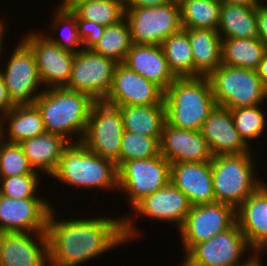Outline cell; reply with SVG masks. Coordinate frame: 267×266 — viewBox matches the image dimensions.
<instances>
[{
    "mask_svg": "<svg viewBox=\"0 0 267 266\" xmlns=\"http://www.w3.org/2000/svg\"><path fill=\"white\" fill-rule=\"evenodd\" d=\"M54 218L51 209L46 227L49 266L80 265L137 235L131 218L68 221Z\"/></svg>",
    "mask_w": 267,
    "mask_h": 266,
    "instance_id": "cell-1",
    "label": "cell"
},
{
    "mask_svg": "<svg viewBox=\"0 0 267 266\" xmlns=\"http://www.w3.org/2000/svg\"><path fill=\"white\" fill-rule=\"evenodd\" d=\"M164 105L167 124L201 131L216 105L208 77L176 78L164 92Z\"/></svg>",
    "mask_w": 267,
    "mask_h": 266,
    "instance_id": "cell-2",
    "label": "cell"
},
{
    "mask_svg": "<svg viewBox=\"0 0 267 266\" xmlns=\"http://www.w3.org/2000/svg\"><path fill=\"white\" fill-rule=\"evenodd\" d=\"M94 102L86 93L64 87H48L42 91L34 105L41 113L46 132L58 134L67 140L72 133H82L77 141L81 142Z\"/></svg>",
    "mask_w": 267,
    "mask_h": 266,
    "instance_id": "cell-3",
    "label": "cell"
},
{
    "mask_svg": "<svg viewBox=\"0 0 267 266\" xmlns=\"http://www.w3.org/2000/svg\"><path fill=\"white\" fill-rule=\"evenodd\" d=\"M63 184L82 188H118L115 162L91 152L81 142L70 143L52 175Z\"/></svg>",
    "mask_w": 267,
    "mask_h": 266,
    "instance_id": "cell-4",
    "label": "cell"
},
{
    "mask_svg": "<svg viewBox=\"0 0 267 266\" xmlns=\"http://www.w3.org/2000/svg\"><path fill=\"white\" fill-rule=\"evenodd\" d=\"M211 170L216 202L228 204L235 209L263 184L254 177V165L249 152L214 156Z\"/></svg>",
    "mask_w": 267,
    "mask_h": 266,
    "instance_id": "cell-5",
    "label": "cell"
},
{
    "mask_svg": "<svg viewBox=\"0 0 267 266\" xmlns=\"http://www.w3.org/2000/svg\"><path fill=\"white\" fill-rule=\"evenodd\" d=\"M208 79L216 105L229 109L256 106L267 98V87L253 69L221 64Z\"/></svg>",
    "mask_w": 267,
    "mask_h": 266,
    "instance_id": "cell-6",
    "label": "cell"
},
{
    "mask_svg": "<svg viewBox=\"0 0 267 266\" xmlns=\"http://www.w3.org/2000/svg\"><path fill=\"white\" fill-rule=\"evenodd\" d=\"M131 42L161 45L170 35L182 29L179 1L153 7L125 8Z\"/></svg>",
    "mask_w": 267,
    "mask_h": 266,
    "instance_id": "cell-7",
    "label": "cell"
},
{
    "mask_svg": "<svg viewBox=\"0 0 267 266\" xmlns=\"http://www.w3.org/2000/svg\"><path fill=\"white\" fill-rule=\"evenodd\" d=\"M124 131L119 108L104 101H95L81 143L91 152L112 160L119 167Z\"/></svg>",
    "mask_w": 267,
    "mask_h": 266,
    "instance_id": "cell-8",
    "label": "cell"
},
{
    "mask_svg": "<svg viewBox=\"0 0 267 266\" xmlns=\"http://www.w3.org/2000/svg\"><path fill=\"white\" fill-rule=\"evenodd\" d=\"M171 163L161 154L147 159L129 160L118 167V189L129 195L134 207L145 196L170 182Z\"/></svg>",
    "mask_w": 267,
    "mask_h": 266,
    "instance_id": "cell-9",
    "label": "cell"
},
{
    "mask_svg": "<svg viewBox=\"0 0 267 266\" xmlns=\"http://www.w3.org/2000/svg\"><path fill=\"white\" fill-rule=\"evenodd\" d=\"M118 65L112 59L82 49L75 54L66 89L88 94L95 101H104L113 82Z\"/></svg>",
    "mask_w": 267,
    "mask_h": 266,
    "instance_id": "cell-10",
    "label": "cell"
},
{
    "mask_svg": "<svg viewBox=\"0 0 267 266\" xmlns=\"http://www.w3.org/2000/svg\"><path fill=\"white\" fill-rule=\"evenodd\" d=\"M236 222V209L228 204L213 202L191 206L179 229L185 252L231 228Z\"/></svg>",
    "mask_w": 267,
    "mask_h": 266,
    "instance_id": "cell-11",
    "label": "cell"
},
{
    "mask_svg": "<svg viewBox=\"0 0 267 266\" xmlns=\"http://www.w3.org/2000/svg\"><path fill=\"white\" fill-rule=\"evenodd\" d=\"M250 247L237 222L208 241L196 244L184 259L183 266H237ZM240 261V262H239Z\"/></svg>",
    "mask_w": 267,
    "mask_h": 266,
    "instance_id": "cell-12",
    "label": "cell"
},
{
    "mask_svg": "<svg viewBox=\"0 0 267 266\" xmlns=\"http://www.w3.org/2000/svg\"><path fill=\"white\" fill-rule=\"evenodd\" d=\"M10 56L5 72L1 71L9 97L14 105L34 104L42 93L35 94L42 83L35 55L22 40Z\"/></svg>",
    "mask_w": 267,
    "mask_h": 266,
    "instance_id": "cell-13",
    "label": "cell"
},
{
    "mask_svg": "<svg viewBox=\"0 0 267 266\" xmlns=\"http://www.w3.org/2000/svg\"><path fill=\"white\" fill-rule=\"evenodd\" d=\"M50 205L41 197L14 199L0 194V233H46Z\"/></svg>",
    "mask_w": 267,
    "mask_h": 266,
    "instance_id": "cell-14",
    "label": "cell"
},
{
    "mask_svg": "<svg viewBox=\"0 0 267 266\" xmlns=\"http://www.w3.org/2000/svg\"><path fill=\"white\" fill-rule=\"evenodd\" d=\"M33 51L42 84L62 88L68 84L75 53L52 43L47 36L29 33L22 39Z\"/></svg>",
    "mask_w": 267,
    "mask_h": 266,
    "instance_id": "cell-15",
    "label": "cell"
},
{
    "mask_svg": "<svg viewBox=\"0 0 267 266\" xmlns=\"http://www.w3.org/2000/svg\"><path fill=\"white\" fill-rule=\"evenodd\" d=\"M104 102L114 106L164 104V91L120 63L116 66L112 86Z\"/></svg>",
    "mask_w": 267,
    "mask_h": 266,
    "instance_id": "cell-16",
    "label": "cell"
},
{
    "mask_svg": "<svg viewBox=\"0 0 267 266\" xmlns=\"http://www.w3.org/2000/svg\"><path fill=\"white\" fill-rule=\"evenodd\" d=\"M35 239L39 245L29 232H1L0 266L49 265L47 234L35 233Z\"/></svg>",
    "mask_w": 267,
    "mask_h": 266,
    "instance_id": "cell-17",
    "label": "cell"
},
{
    "mask_svg": "<svg viewBox=\"0 0 267 266\" xmlns=\"http://www.w3.org/2000/svg\"><path fill=\"white\" fill-rule=\"evenodd\" d=\"M159 144L160 154L171 164L211 161L214 157L201 131L185 130L165 123Z\"/></svg>",
    "mask_w": 267,
    "mask_h": 266,
    "instance_id": "cell-18",
    "label": "cell"
},
{
    "mask_svg": "<svg viewBox=\"0 0 267 266\" xmlns=\"http://www.w3.org/2000/svg\"><path fill=\"white\" fill-rule=\"evenodd\" d=\"M213 156L248 153V145L238 134L228 107L215 105L201 128Z\"/></svg>",
    "mask_w": 267,
    "mask_h": 266,
    "instance_id": "cell-19",
    "label": "cell"
},
{
    "mask_svg": "<svg viewBox=\"0 0 267 266\" xmlns=\"http://www.w3.org/2000/svg\"><path fill=\"white\" fill-rule=\"evenodd\" d=\"M170 181L187 196L191 206L216 202L211 161L172 163Z\"/></svg>",
    "mask_w": 267,
    "mask_h": 266,
    "instance_id": "cell-20",
    "label": "cell"
},
{
    "mask_svg": "<svg viewBox=\"0 0 267 266\" xmlns=\"http://www.w3.org/2000/svg\"><path fill=\"white\" fill-rule=\"evenodd\" d=\"M190 209L187 196L171 181L165 187L145 196L133 207L136 215L140 213L139 215H145L151 219L176 222L178 229L183 225Z\"/></svg>",
    "mask_w": 267,
    "mask_h": 266,
    "instance_id": "cell-21",
    "label": "cell"
},
{
    "mask_svg": "<svg viewBox=\"0 0 267 266\" xmlns=\"http://www.w3.org/2000/svg\"><path fill=\"white\" fill-rule=\"evenodd\" d=\"M236 219L253 252H261L267 245V185L265 183L261 184L236 209Z\"/></svg>",
    "mask_w": 267,
    "mask_h": 266,
    "instance_id": "cell-22",
    "label": "cell"
},
{
    "mask_svg": "<svg viewBox=\"0 0 267 266\" xmlns=\"http://www.w3.org/2000/svg\"><path fill=\"white\" fill-rule=\"evenodd\" d=\"M123 64L164 92L176 79L168 67L161 45L132 43Z\"/></svg>",
    "mask_w": 267,
    "mask_h": 266,
    "instance_id": "cell-23",
    "label": "cell"
},
{
    "mask_svg": "<svg viewBox=\"0 0 267 266\" xmlns=\"http://www.w3.org/2000/svg\"><path fill=\"white\" fill-rule=\"evenodd\" d=\"M188 34L194 61V77H208L222 64V38L217 30L184 29Z\"/></svg>",
    "mask_w": 267,
    "mask_h": 266,
    "instance_id": "cell-24",
    "label": "cell"
},
{
    "mask_svg": "<svg viewBox=\"0 0 267 266\" xmlns=\"http://www.w3.org/2000/svg\"><path fill=\"white\" fill-rule=\"evenodd\" d=\"M34 171L52 176L58 168L64 149L70 144L64 137L45 132L19 143Z\"/></svg>",
    "mask_w": 267,
    "mask_h": 266,
    "instance_id": "cell-25",
    "label": "cell"
},
{
    "mask_svg": "<svg viewBox=\"0 0 267 266\" xmlns=\"http://www.w3.org/2000/svg\"><path fill=\"white\" fill-rule=\"evenodd\" d=\"M122 115L124 130L149 136L160 142L166 111L164 104L117 106Z\"/></svg>",
    "mask_w": 267,
    "mask_h": 266,
    "instance_id": "cell-26",
    "label": "cell"
},
{
    "mask_svg": "<svg viewBox=\"0 0 267 266\" xmlns=\"http://www.w3.org/2000/svg\"><path fill=\"white\" fill-rule=\"evenodd\" d=\"M217 32L223 39L258 38L256 6L222 3Z\"/></svg>",
    "mask_w": 267,
    "mask_h": 266,
    "instance_id": "cell-27",
    "label": "cell"
},
{
    "mask_svg": "<svg viewBox=\"0 0 267 266\" xmlns=\"http://www.w3.org/2000/svg\"><path fill=\"white\" fill-rule=\"evenodd\" d=\"M267 52L259 38L222 39V64L256 70Z\"/></svg>",
    "mask_w": 267,
    "mask_h": 266,
    "instance_id": "cell-28",
    "label": "cell"
},
{
    "mask_svg": "<svg viewBox=\"0 0 267 266\" xmlns=\"http://www.w3.org/2000/svg\"><path fill=\"white\" fill-rule=\"evenodd\" d=\"M3 119L4 123L9 122L7 142L20 143L46 132L41 113L34 104L15 105Z\"/></svg>",
    "mask_w": 267,
    "mask_h": 266,
    "instance_id": "cell-29",
    "label": "cell"
},
{
    "mask_svg": "<svg viewBox=\"0 0 267 266\" xmlns=\"http://www.w3.org/2000/svg\"><path fill=\"white\" fill-rule=\"evenodd\" d=\"M170 71L176 78L194 77V61L187 32L182 28L162 43Z\"/></svg>",
    "mask_w": 267,
    "mask_h": 266,
    "instance_id": "cell-30",
    "label": "cell"
},
{
    "mask_svg": "<svg viewBox=\"0 0 267 266\" xmlns=\"http://www.w3.org/2000/svg\"><path fill=\"white\" fill-rule=\"evenodd\" d=\"M221 2L217 0H180L183 29H218Z\"/></svg>",
    "mask_w": 267,
    "mask_h": 266,
    "instance_id": "cell-31",
    "label": "cell"
},
{
    "mask_svg": "<svg viewBox=\"0 0 267 266\" xmlns=\"http://www.w3.org/2000/svg\"><path fill=\"white\" fill-rule=\"evenodd\" d=\"M70 10L77 19L96 22L103 26L116 24L125 18L123 0H83Z\"/></svg>",
    "mask_w": 267,
    "mask_h": 266,
    "instance_id": "cell-32",
    "label": "cell"
},
{
    "mask_svg": "<svg viewBox=\"0 0 267 266\" xmlns=\"http://www.w3.org/2000/svg\"><path fill=\"white\" fill-rule=\"evenodd\" d=\"M131 45L129 25L124 18L116 24L106 26L103 35L91 50L120 64L124 62Z\"/></svg>",
    "mask_w": 267,
    "mask_h": 266,
    "instance_id": "cell-33",
    "label": "cell"
},
{
    "mask_svg": "<svg viewBox=\"0 0 267 266\" xmlns=\"http://www.w3.org/2000/svg\"><path fill=\"white\" fill-rule=\"evenodd\" d=\"M158 155H160V144L157 139L124 131L120 148V165L125 161L153 158Z\"/></svg>",
    "mask_w": 267,
    "mask_h": 266,
    "instance_id": "cell-34",
    "label": "cell"
},
{
    "mask_svg": "<svg viewBox=\"0 0 267 266\" xmlns=\"http://www.w3.org/2000/svg\"><path fill=\"white\" fill-rule=\"evenodd\" d=\"M234 126L243 141L259 138L265 127V114L256 106L237 107L230 109Z\"/></svg>",
    "mask_w": 267,
    "mask_h": 266,
    "instance_id": "cell-35",
    "label": "cell"
},
{
    "mask_svg": "<svg viewBox=\"0 0 267 266\" xmlns=\"http://www.w3.org/2000/svg\"><path fill=\"white\" fill-rule=\"evenodd\" d=\"M39 174L31 167L19 143L3 141L0 147V177Z\"/></svg>",
    "mask_w": 267,
    "mask_h": 266,
    "instance_id": "cell-36",
    "label": "cell"
},
{
    "mask_svg": "<svg viewBox=\"0 0 267 266\" xmlns=\"http://www.w3.org/2000/svg\"><path fill=\"white\" fill-rule=\"evenodd\" d=\"M56 15L54 20H52L53 30L57 29L59 26H62L61 34L66 33L63 29L69 28L70 31L67 35H62V39L53 38L49 35L47 37L52 43L59 45L62 49L71 51L73 53L80 52L83 48L82 41L79 37L78 27H77V17L70 9H64L58 6V10L55 11ZM51 37V38H50ZM81 48V49H79Z\"/></svg>",
    "mask_w": 267,
    "mask_h": 266,
    "instance_id": "cell-37",
    "label": "cell"
},
{
    "mask_svg": "<svg viewBox=\"0 0 267 266\" xmlns=\"http://www.w3.org/2000/svg\"><path fill=\"white\" fill-rule=\"evenodd\" d=\"M39 174L0 177V194L14 199L39 198L35 196Z\"/></svg>",
    "mask_w": 267,
    "mask_h": 266,
    "instance_id": "cell-38",
    "label": "cell"
},
{
    "mask_svg": "<svg viewBox=\"0 0 267 266\" xmlns=\"http://www.w3.org/2000/svg\"><path fill=\"white\" fill-rule=\"evenodd\" d=\"M79 37L84 47L83 49H92L103 35L105 27L96 22L77 19Z\"/></svg>",
    "mask_w": 267,
    "mask_h": 266,
    "instance_id": "cell-39",
    "label": "cell"
},
{
    "mask_svg": "<svg viewBox=\"0 0 267 266\" xmlns=\"http://www.w3.org/2000/svg\"><path fill=\"white\" fill-rule=\"evenodd\" d=\"M258 38L267 46V5L262 2L256 6Z\"/></svg>",
    "mask_w": 267,
    "mask_h": 266,
    "instance_id": "cell-40",
    "label": "cell"
},
{
    "mask_svg": "<svg viewBox=\"0 0 267 266\" xmlns=\"http://www.w3.org/2000/svg\"><path fill=\"white\" fill-rule=\"evenodd\" d=\"M15 105L12 103L7 88L5 85L4 78L1 74L0 70V112L2 114V117L0 119L3 120V117L14 107ZM0 114V116H1Z\"/></svg>",
    "mask_w": 267,
    "mask_h": 266,
    "instance_id": "cell-41",
    "label": "cell"
},
{
    "mask_svg": "<svg viewBox=\"0 0 267 266\" xmlns=\"http://www.w3.org/2000/svg\"><path fill=\"white\" fill-rule=\"evenodd\" d=\"M172 0H123L125 8L153 7L170 3Z\"/></svg>",
    "mask_w": 267,
    "mask_h": 266,
    "instance_id": "cell-42",
    "label": "cell"
},
{
    "mask_svg": "<svg viewBox=\"0 0 267 266\" xmlns=\"http://www.w3.org/2000/svg\"><path fill=\"white\" fill-rule=\"evenodd\" d=\"M256 72L261 82L267 87V52L265 53L263 59L260 61Z\"/></svg>",
    "mask_w": 267,
    "mask_h": 266,
    "instance_id": "cell-43",
    "label": "cell"
},
{
    "mask_svg": "<svg viewBox=\"0 0 267 266\" xmlns=\"http://www.w3.org/2000/svg\"><path fill=\"white\" fill-rule=\"evenodd\" d=\"M221 3L224 4H237L244 6H257V0H220Z\"/></svg>",
    "mask_w": 267,
    "mask_h": 266,
    "instance_id": "cell-44",
    "label": "cell"
},
{
    "mask_svg": "<svg viewBox=\"0 0 267 266\" xmlns=\"http://www.w3.org/2000/svg\"><path fill=\"white\" fill-rule=\"evenodd\" d=\"M256 255L253 254V256L249 259H246V262H243L240 265L237 266H262L261 265V260L257 257L259 255V252H255Z\"/></svg>",
    "mask_w": 267,
    "mask_h": 266,
    "instance_id": "cell-45",
    "label": "cell"
},
{
    "mask_svg": "<svg viewBox=\"0 0 267 266\" xmlns=\"http://www.w3.org/2000/svg\"><path fill=\"white\" fill-rule=\"evenodd\" d=\"M62 2L60 3L61 8L64 9H71L76 3L83 1V0H61Z\"/></svg>",
    "mask_w": 267,
    "mask_h": 266,
    "instance_id": "cell-46",
    "label": "cell"
},
{
    "mask_svg": "<svg viewBox=\"0 0 267 266\" xmlns=\"http://www.w3.org/2000/svg\"><path fill=\"white\" fill-rule=\"evenodd\" d=\"M3 123H4L3 120L0 119V147H1L2 143H3L2 142V140H3L2 139L3 138L2 136H3V133H4Z\"/></svg>",
    "mask_w": 267,
    "mask_h": 266,
    "instance_id": "cell-47",
    "label": "cell"
},
{
    "mask_svg": "<svg viewBox=\"0 0 267 266\" xmlns=\"http://www.w3.org/2000/svg\"><path fill=\"white\" fill-rule=\"evenodd\" d=\"M5 27H3V23L0 21V44H2L3 41V31H4Z\"/></svg>",
    "mask_w": 267,
    "mask_h": 266,
    "instance_id": "cell-48",
    "label": "cell"
},
{
    "mask_svg": "<svg viewBox=\"0 0 267 266\" xmlns=\"http://www.w3.org/2000/svg\"><path fill=\"white\" fill-rule=\"evenodd\" d=\"M2 45H3V44H0V57H1V51H2V49H3Z\"/></svg>",
    "mask_w": 267,
    "mask_h": 266,
    "instance_id": "cell-49",
    "label": "cell"
}]
</instances>
